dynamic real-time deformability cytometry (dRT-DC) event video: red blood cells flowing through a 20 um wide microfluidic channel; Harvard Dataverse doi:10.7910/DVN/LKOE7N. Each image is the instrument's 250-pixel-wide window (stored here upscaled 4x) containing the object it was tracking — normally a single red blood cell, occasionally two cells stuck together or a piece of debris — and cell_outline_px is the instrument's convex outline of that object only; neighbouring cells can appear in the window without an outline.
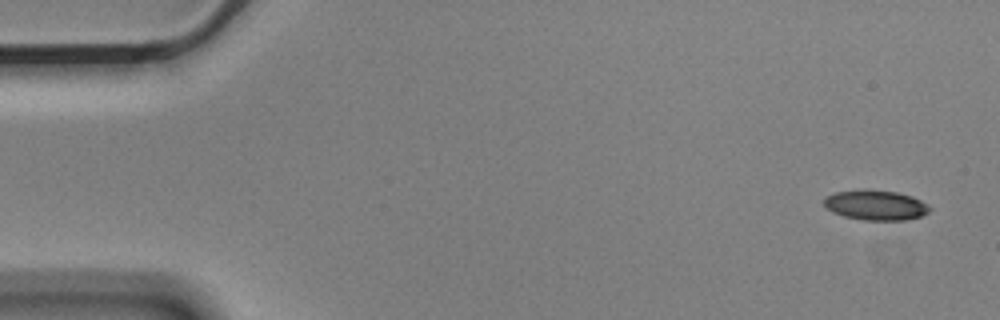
{"species": "Egyptian fruit bat (a non-hibernating species)", "species_latin": "Rousettus aegyptiacus", "temperature_condition": "cold", "stored_images_in_passage": 3, "camera_frame_rate_fps": 3000, "um_per_image_px": 0.085, "animal": {"sex": "male"}, "frame": {"image": 1, "passage_image": 1, "time_ms": 0.0, "image_size_px": [1000, 320], "cell_outline_px": [[932, 208], [928, 212], [920, 216], [904, 220], [864, 220], [844, 216], [832, 212], [824, 208], [824, 196], [836, 192], [856, 188], [864, 188], [896, 192], [912, 196], [928, 204]], "centroid_in_image_um": [74.38, 17.41], "position_along_channel_um": 10.6, "area_um2": 18.84}}